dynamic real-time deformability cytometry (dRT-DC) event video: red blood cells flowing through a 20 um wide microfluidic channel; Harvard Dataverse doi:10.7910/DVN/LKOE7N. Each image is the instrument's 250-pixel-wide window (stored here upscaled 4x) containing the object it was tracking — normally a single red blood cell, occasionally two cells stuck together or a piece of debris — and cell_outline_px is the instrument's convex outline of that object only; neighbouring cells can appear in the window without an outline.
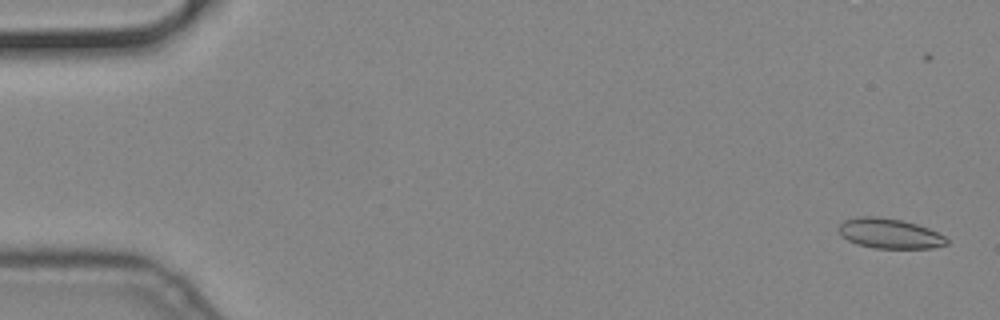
{"species": "common noctule bat (a hibernating species)", "species_latin": "Nyctalus noctula", "temperature_condition": "cold", "stored_images_in_passage": 11, "camera_frame_rate_fps": 3000, "um_per_image_px": 0.085, "animal": {"sex": "male", "body_mass_g": 19.2, "forearm_length_mm": 51.8}, "frame": {"image": 1, "passage_image": 3, "time_ms": 0.667, "image_size_px": [1000, 320], "cell_outline_px": [[948, 244], [932, 248], [876, 248], [856, 244], [848, 240], [836, 228], [844, 220], [860, 216], [876, 216], [900, 220], [916, 224], [928, 228], [944, 236], [948, 240]], "centroid_in_image_um": [75.6, 19.84], "position_along_channel_um": 9.4, "area_um2": 18.73}}